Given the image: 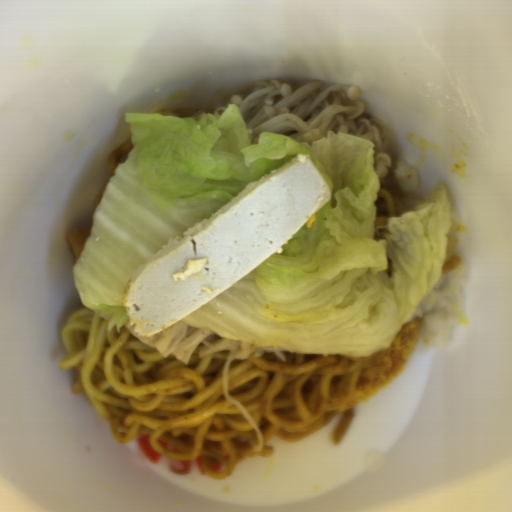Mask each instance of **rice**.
Wrapping results in <instances>:
<instances>
[{"instance_id":"3","label":"rice","mask_w":512,"mask_h":512,"mask_svg":"<svg viewBox=\"0 0 512 512\" xmlns=\"http://www.w3.org/2000/svg\"><path fill=\"white\" fill-rule=\"evenodd\" d=\"M450 228L446 235V261L452 257L456 246V232L460 228L461 215L458 209H449ZM445 261V262H446Z\"/></svg>"},{"instance_id":"1","label":"rice","mask_w":512,"mask_h":512,"mask_svg":"<svg viewBox=\"0 0 512 512\" xmlns=\"http://www.w3.org/2000/svg\"><path fill=\"white\" fill-rule=\"evenodd\" d=\"M468 263L460 261L450 271L440 273L436 283L417 307L414 316L423 318L418 341L429 348L443 349L451 345L454 328L464 327V290Z\"/></svg>"},{"instance_id":"2","label":"rice","mask_w":512,"mask_h":512,"mask_svg":"<svg viewBox=\"0 0 512 512\" xmlns=\"http://www.w3.org/2000/svg\"><path fill=\"white\" fill-rule=\"evenodd\" d=\"M391 160L392 168L384 178H379V188L398 198L406 212L418 209L427 199L418 194L420 181L417 170L401 157Z\"/></svg>"}]
</instances>
